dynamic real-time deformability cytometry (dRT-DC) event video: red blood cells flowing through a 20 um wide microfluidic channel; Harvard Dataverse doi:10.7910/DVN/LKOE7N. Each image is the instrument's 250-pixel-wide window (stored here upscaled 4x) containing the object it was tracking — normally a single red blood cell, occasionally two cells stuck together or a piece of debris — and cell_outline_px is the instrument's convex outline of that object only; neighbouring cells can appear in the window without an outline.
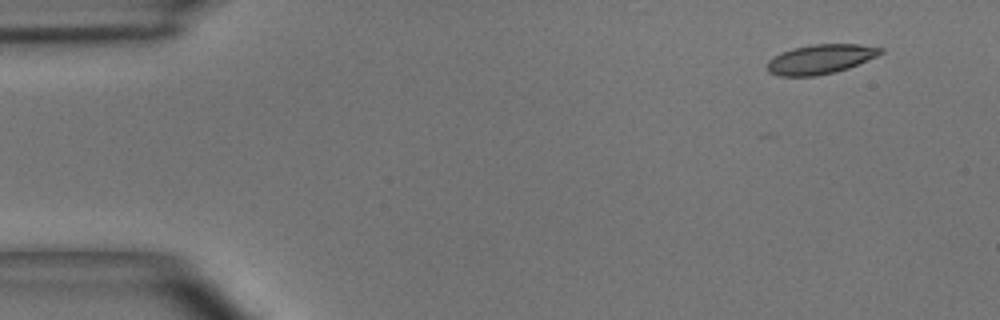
{"species": "common noctule bat (a hibernating species)", "species_latin": "Nyctalus noctula", "temperature_condition": "room temperature", "stored_images_in_passage": 5, "camera_frame_rate_fps": 3000, "um_per_image_px": 0.085, "animal": {"sex": "male", "body_mass_g": 15.6}, "frame": {"image": 1, "passage_image": 1, "time_ms": 0.0, "image_size_px": [1000, 320], "cell_outline_px": [[884, 52], [876, 56], [848, 68], [836, 72], [816, 76], [780, 76], [768, 72], [768, 60], [792, 48], [812, 44], [860, 44], [884, 48]], "centroid_in_image_um": [69.76, 5.03], "position_along_channel_um": 15.2, "area_um2": 19.36}}
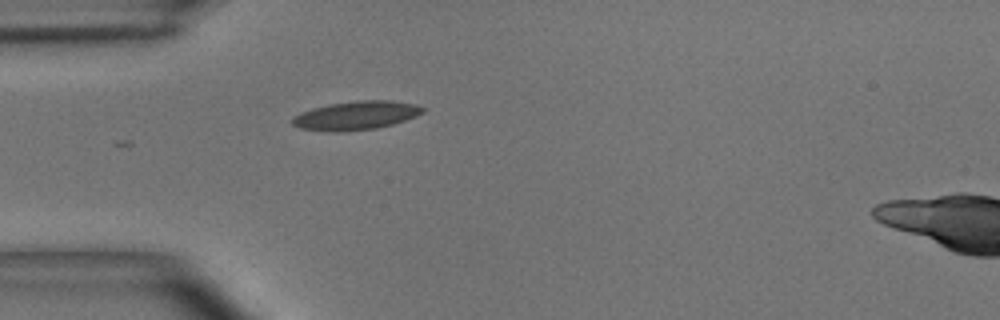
{"frame": {"image": 2, "passage_image": 4, "time_ms": 1.0, "image_size_px": [1000, 320], "cell_outline_px": [[428, 108], [424, 112], [416, 116], [392, 124], [376, 128], [336, 132], [328, 132], [300, 128], [292, 124], [292, 116], [300, 112], [312, 108], [328, 104], [360, 100], [392, 100], [416, 104]], "centroid_in_image_um": [30.26, 9.8], "position_along_channel_um": 54.7, "area_um2": 21.96}}